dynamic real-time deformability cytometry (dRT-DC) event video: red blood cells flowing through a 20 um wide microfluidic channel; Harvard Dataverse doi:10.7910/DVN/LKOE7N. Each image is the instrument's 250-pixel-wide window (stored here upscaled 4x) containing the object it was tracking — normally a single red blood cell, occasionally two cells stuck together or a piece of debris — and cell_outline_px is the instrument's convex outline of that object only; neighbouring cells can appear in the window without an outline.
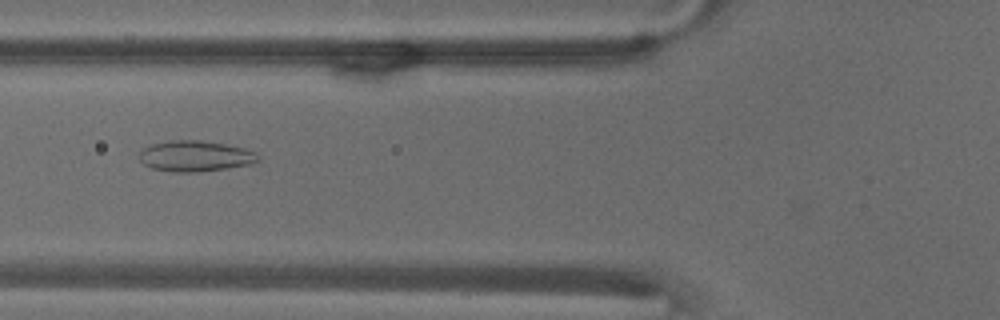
{"species": "common noctule bat (a hibernating species)", "species_latin": "Nyctalus noctula", "temperature_condition": "warm", "stored_images_in_passage": 53, "camera_frame_rate_fps": 3000, "um_per_image_px": 0.085, "animal": {"sex": "male", "body_mass_g": 18.8}, "frame": {"image": 1, "passage_image": 20, "time_ms": 6.333, "image_size_px": [1000, 320], "cell_outline_px": [[260, 160], [252, 164], [196, 172], [172, 172], [152, 168], [144, 164], [140, 160], [140, 152], [144, 148], [152, 144], [172, 140], [200, 140], [224, 144], [244, 148], [256, 152], [260, 156]], "centroid_in_image_um": [16.62, 13.27], "position_along_channel_um": 109.2, "area_um2": 21.21}}
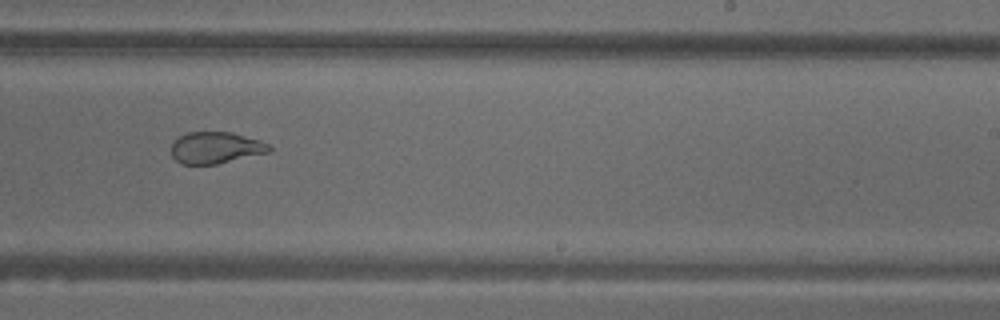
{"frame": {"image": 2, "passage_image": 33, "time_ms": 10.667, "image_size_px": [1000, 320], "cell_outline_px": [[272, 148], [268, 152], [216, 164], [180, 164], [172, 156], [172, 140], [188, 132], [232, 132], [260, 140], [268, 144]], "centroid_in_image_um": [18.3, 12.55], "position_along_channel_um": 270.7, "area_um2": 17.98}}
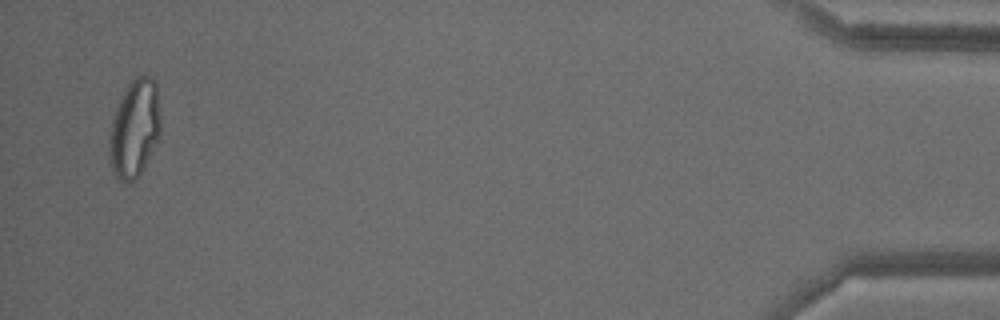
{"frame": {"image": 3, "passage_image": 52, "time_ms": 17.0, "image_size_px": [1000, 320], "cell_outline_px": [[160, 136], [144, 168], [136, 180], [120, 184], [116, 180], [112, 172], [108, 152], [108, 140], [112, 120], [120, 96], [128, 84], [136, 76], [152, 76], [156, 80], [160, 112]], "centroid_in_image_um": [11.42, 10.97], "position_along_channel_um": 423.8, "area_um2": 30.06}, "authors_computed_cell_mechanics": {"area_um2": 24.7962, "velocity_mm_per_s": 3.7282, "shape_relaxation_time_tau1_ms": null, "shape_relaxation_time_tau2_ms": 1.1212, "deformation_change_tau1": null, "deformation_change_tau2": 0.0662}}